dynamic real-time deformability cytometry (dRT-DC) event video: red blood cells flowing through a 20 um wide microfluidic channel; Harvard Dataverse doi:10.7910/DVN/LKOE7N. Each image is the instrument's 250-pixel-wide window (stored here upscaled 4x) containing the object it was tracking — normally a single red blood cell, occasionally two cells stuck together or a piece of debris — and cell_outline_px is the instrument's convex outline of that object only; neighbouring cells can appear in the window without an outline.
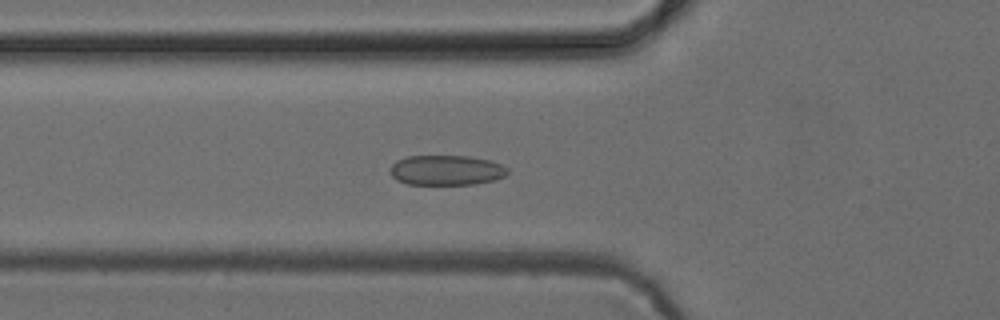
{"species": "common noctule bat (a hibernating species)", "species_latin": "Nyctalus noctula", "temperature_condition": "cold", "stored_images_in_passage": 53, "camera_frame_rate_fps": 3000, "um_per_image_px": 0.085, "animal": {"sex": "female", "body_mass_g": 24.6, "forearm_length_mm": 56.2}, "frame": {"image": 1, "passage_image": 19, "time_ms": 6.0, "image_size_px": [1000, 320], "cell_outline_px": [[508, 172], [504, 176], [496, 180], [476, 184], [408, 184], [396, 180], [392, 176], [388, 168], [396, 160], [408, 156], [468, 156], [492, 160], [508, 168]], "centroid_in_image_um": [37.93, 14.46], "position_along_channel_um": 87.9, "area_um2": 20.75}}
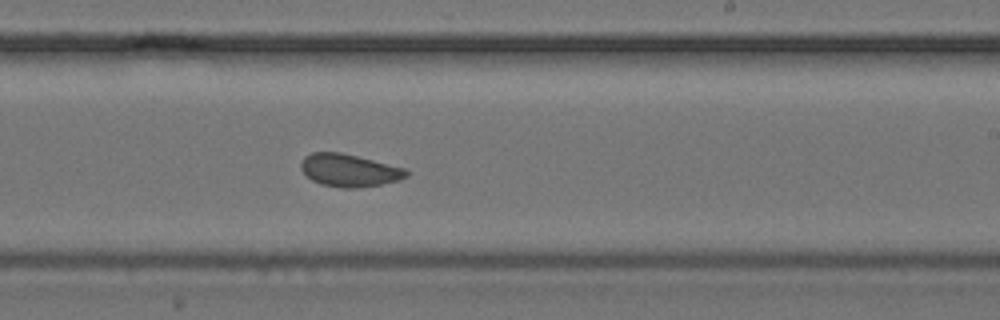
{"frame": {"image": 2, "passage_image": 32, "time_ms": 10.333, "image_size_px": [1000, 320], "cell_outline_px": [[408, 176], [400, 180], [380, 184], [356, 188], [340, 188], [320, 184], [312, 180], [300, 168], [300, 164], [304, 156], [312, 152], [340, 152], [404, 168], [408, 172]], "centroid_in_image_um": [29.65, 14.48], "position_along_channel_um": 259.3, "area_um2": 19.88}}
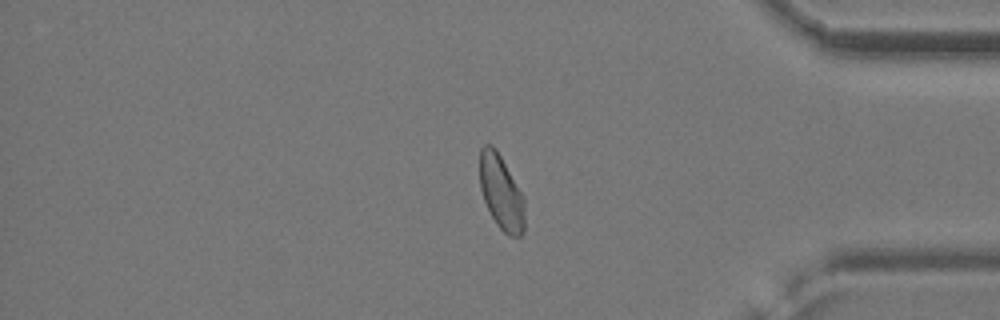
{"frame": {"image": 3, "passage_image": 44, "time_ms": 14.333, "image_size_px": [1000, 320], "cell_outline_px": [[524, 232], [520, 236], [508, 236], [496, 224], [484, 200], [480, 188], [480, 148], [484, 144], [492, 144], [496, 148], [524, 196]], "centroid_in_image_um": [42.6, 16.34], "position_along_channel_um": 392.6, "area_um2": 19.59}}